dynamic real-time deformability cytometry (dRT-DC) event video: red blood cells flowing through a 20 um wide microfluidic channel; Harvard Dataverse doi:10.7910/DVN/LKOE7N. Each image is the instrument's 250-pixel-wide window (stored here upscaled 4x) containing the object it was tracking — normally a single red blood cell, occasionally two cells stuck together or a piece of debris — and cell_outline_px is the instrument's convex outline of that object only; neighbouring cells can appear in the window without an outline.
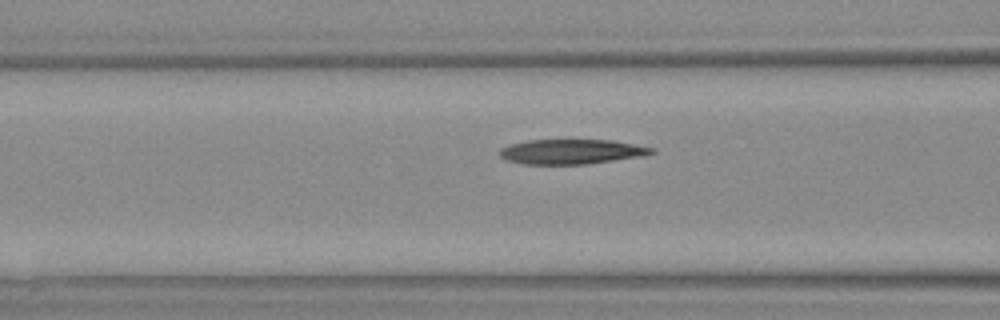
{"species": "Egyptian fruit bat (a non-hibernating species)", "species_latin": "Rousettus aegyptiacus", "temperature_condition": "warm", "stored_images_in_passage": 7, "segment_of_instrument_passage": [2, 2], "camera_frame_rate_fps": 3000, "um_per_image_px": 0.085, "animal": {"sex": "female"}, "frame": {"image": 1, "passage_image": 7, "time_ms": 7.333, "image_size_px": [1000, 320], "cell_outline_px": [[656, 152], [644, 156], [588, 164], [524, 164], [508, 160], [500, 156], [496, 152], [500, 148], [508, 144], [528, 140], [612, 140], [656, 148]], "centroid_in_image_um": [48.58, 12.89], "position_along_channel_um": 118.0, "area_um2": 22.2}}